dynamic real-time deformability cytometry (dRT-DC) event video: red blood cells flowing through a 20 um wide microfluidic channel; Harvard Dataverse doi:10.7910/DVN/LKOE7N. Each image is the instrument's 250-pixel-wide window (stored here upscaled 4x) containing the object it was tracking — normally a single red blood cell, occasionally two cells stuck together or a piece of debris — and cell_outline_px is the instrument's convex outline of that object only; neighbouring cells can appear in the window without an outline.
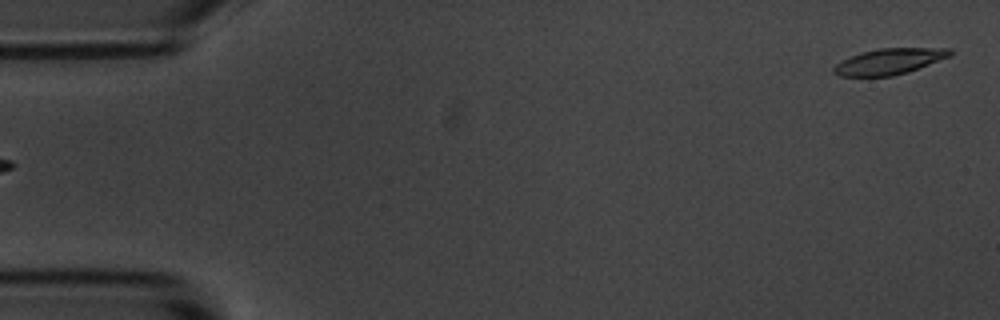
{"species": "common noctule bat (a hibernating species)", "species_latin": "Nyctalus noctula", "temperature_condition": "room temperature", "stored_images_in_passage": 5, "segment_of_instrument_passage": [2, 2], "camera_frame_rate_fps": 3000, "um_per_image_px": 0.085, "animal": {"sex": "male", "body_mass_g": 20.1, "forearm_length_mm": 53.5}, "frame": {"image": 1, "passage_image": 5, "time_ms": 4.667, "image_size_px": [1000, 320], "cell_outline_px": [[952, 56], [908, 72], [892, 76], [840, 76], [832, 72], [832, 68], [836, 64], [860, 52], [880, 48], [952, 48]], "centroid_in_image_um": [75.62, 5.22], "position_along_channel_um": 9.4, "area_um2": 17.57}}